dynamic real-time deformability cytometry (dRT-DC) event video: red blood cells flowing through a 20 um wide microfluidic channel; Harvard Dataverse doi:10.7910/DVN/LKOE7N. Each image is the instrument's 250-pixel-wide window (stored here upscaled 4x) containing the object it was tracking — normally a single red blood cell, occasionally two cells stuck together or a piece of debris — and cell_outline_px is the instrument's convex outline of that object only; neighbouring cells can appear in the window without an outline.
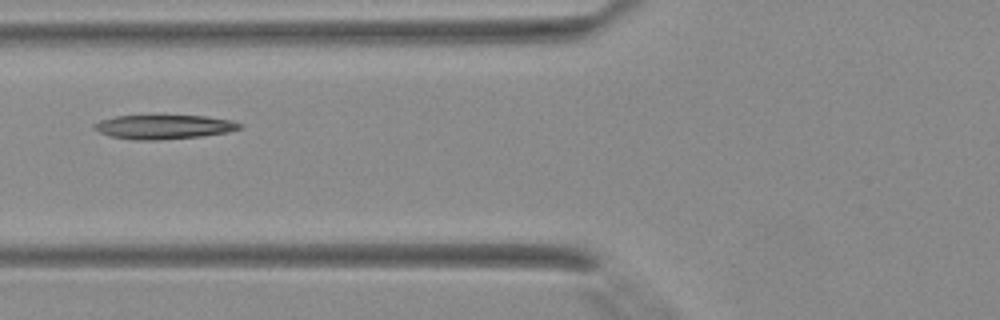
{"species": "Egyptian fruit bat (a non-hibernating species)", "species_latin": "Rousettus aegyptiacus", "temperature_condition": "warm", "stored_images_in_passage": 2, "camera_frame_rate_fps": 3000, "um_per_image_px": 0.085, "animal": {"sex": "female"}, "frame": {"image": 1, "passage_image": 2, "time_ms": 0.333, "image_size_px": [1000, 320], "cell_outline_px": [[244, 128], [228, 132], [200, 136], [160, 140], [136, 140], [112, 136], [100, 132], [92, 128], [92, 124], [100, 120], [116, 116], [204, 116], [232, 120], [244, 124]], "centroid_in_image_um": [13.96, 10.79], "position_along_channel_um": 111.8, "area_um2": 20.46}}